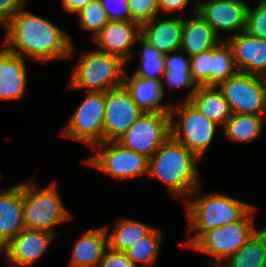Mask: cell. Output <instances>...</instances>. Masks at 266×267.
Here are the masks:
<instances>
[{
    "instance_id": "obj_37",
    "label": "cell",
    "mask_w": 266,
    "mask_h": 267,
    "mask_svg": "<svg viewBox=\"0 0 266 267\" xmlns=\"http://www.w3.org/2000/svg\"><path fill=\"white\" fill-rule=\"evenodd\" d=\"M27 4L24 0H0V26L6 27L9 20Z\"/></svg>"
},
{
    "instance_id": "obj_17",
    "label": "cell",
    "mask_w": 266,
    "mask_h": 267,
    "mask_svg": "<svg viewBox=\"0 0 266 267\" xmlns=\"http://www.w3.org/2000/svg\"><path fill=\"white\" fill-rule=\"evenodd\" d=\"M27 79L25 59L3 47L0 50V100L21 99Z\"/></svg>"
},
{
    "instance_id": "obj_31",
    "label": "cell",
    "mask_w": 266,
    "mask_h": 267,
    "mask_svg": "<svg viewBox=\"0 0 266 267\" xmlns=\"http://www.w3.org/2000/svg\"><path fill=\"white\" fill-rule=\"evenodd\" d=\"M83 30L93 32L94 38L108 23V18L100 0H92L87 6L76 13Z\"/></svg>"
},
{
    "instance_id": "obj_39",
    "label": "cell",
    "mask_w": 266,
    "mask_h": 267,
    "mask_svg": "<svg viewBox=\"0 0 266 267\" xmlns=\"http://www.w3.org/2000/svg\"><path fill=\"white\" fill-rule=\"evenodd\" d=\"M91 1L92 0H62V6L66 12L77 13Z\"/></svg>"
},
{
    "instance_id": "obj_28",
    "label": "cell",
    "mask_w": 266,
    "mask_h": 267,
    "mask_svg": "<svg viewBox=\"0 0 266 267\" xmlns=\"http://www.w3.org/2000/svg\"><path fill=\"white\" fill-rule=\"evenodd\" d=\"M237 72L231 47L226 40H222L212 48L210 86H219Z\"/></svg>"
},
{
    "instance_id": "obj_24",
    "label": "cell",
    "mask_w": 266,
    "mask_h": 267,
    "mask_svg": "<svg viewBox=\"0 0 266 267\" xmlns=\"http://www.w3.org/2000/svg\"><path fill=\"white\" fill-rule=\"evenodd\" d=\"M226 263L218 267H266V226L256 230L246 243Z\"/></svg>"
},
{
    "instance_id": "obj_32",
    "label": "cell",
    "mask_w": 266,
    "mask_h": 267,
    "mask_svg": "<svg viewBox=\"0 0 266 267\" xmlns=\"http://www.w3.org/2000/svg\"><path fill=\"white\" fill-rule=\"evenodd\" d=\"M212 48L190 57V74L196 86H210Z\"/></svg>"
},
{
    "instance_id": "obj_4",
    "label": "cell",
    "mask_w": 266,
    "mask_h": 267,
    "mask_svg": "<svg viewBox=\"0 0 266 267\" xmlns=\"http://www.w3.org/2000/svg\"><path fill=\"white\" fill-rule=\"evenodd\" d=\"M81 56L72 68L68 89L106 92L123 85L127 63L120 57L96 49L86 50Z\"/></svg>"
},
{
    "instance_id": "obj_19",
    "label": "cell",
    "mask_w": 266,
    "mask_h": 267,
    "mask_svg": "<svg viewBox=\"0 0 266 267\" xmlns=\"http://www.w3.org/2000/svg\"><path fill=\"white\" fill-rule=\"evenodd\" d=\"M183 18L157 19V16L141 25V35L160 53L166 55L180 50Z\"/></svg>"
},
{
    "instance_id": "obj_20",
    "label": "cell",
    "mask_w": 266,
    "mask_h": 267,
    "mask_svg": "<svg viewBox=\"0 0 266 267\" xmlns=\"http://www.w3.org/2000/svg\"><path fill=\"white\" fill-rule=\"evenodd\" d=\"M106 227L92 228L77 239L71 251L70 267H98L108 248Z\"/></svg>"
},
{
    "instance_id": "obj_18",
    "label": "cell",
    "mask_w": 266,
    "mask_h": 267,
    "mask_svg": "<svg viewBox=\"0 0 266 267\" xmlns=\"http://www.w3.org/2000/svg\"><path fill=\"white\" fill-rule=\"evenodd\" d=\"M23 229L25 226L23 222L22 182L0 192V248H3Z\"/></svg>"
},
{
    "instance_id": "obj_21",
    "label": "cell",
    "mask_w": 266,
    "mask_h": 267,
    "mask_svg": "<svg viewBox=\"0 0 266 267\" xmlns=\"http://www.w3.org/2000/svg\"><path fill=\"white\" fill-rule=\"evenodd\" d=\"M127 75L125 70L123 85L141 110L144 112H170L171 105L161 103L164 97L161 81L141 78L133 74L128 78Z\"/></svg>"
},
{
    "instance_id": "obj_1",
    "label": "cell",
    "mask_w": 266,
    "mask_h": 267,
    "mask_svg": "<svg viewBox=\"0 0 266 267\" xmlns=\"http://www.w3.org/2000/svg\"><path fill=\"white\" fill-rule=\"evenodd\" d=\"M23 6L7 23L5 48L21 57L42 63L71 58L74 43L71 37L54 23L33 13Z\"/></svg>"
},
{
    "instance_id": "obj_8",
    "label": "cell",
    "mask_w": 266,
    "mask_h": 267,
    "mask_svg": "<svg viewBox=\"0 0 266 267\" xmlns=\"http://www.w3.org/2000/svg\"><path fill=\"white\" fill-rule=\"evenodd\" d=\"M105 92L91 91L77 106L61 135L89 145L104 142Z\"/></svg>"
},
{
    "instance_id": "obj_23",
    "label": "cell",
    "mask_w": 266,
    "mask_h": 267,
    "mask_svg": "<svg viewBox=\"0 0 266 267\" xmlns=\"http://www.w3.org/2000/svg\"><path fill=\"white\" fill-rule=\"evenodd\" d=\"M189 101L206 118L222 127L232 115L230 105L218 86H197Z\"/></svg>"
},
{
    "instance_id": "obj_22",
    "label": "cell",
    "mask_w": 266,
    "mask_h": 267,
    "mask_svg": "<svg viewBox=\"0 0 266 267\" xmlns=\"http://www.w3.org/2000/svg\"><path fill=\"white\" fill-rule=\"evenodd\" d=\"M192 18H183V30L181 37L180 52L184 51L189 57L215 47L219 42L207 22L197 13L196 5L193 9ZM187 18V19H186Z\"/></svg>"
},
{
    "instance_id": "obj_6",
    "label": "cell",
    "mask_w": 266,
    "mask_h": 267,
    "mask_svg": "<svg viewBox=\"0 0 266 267\" xmlns=\"http://www.w3.org/2000/svg\"><path fill=\"white\" fill-rule=\"evenodd\" d=\"M254 207L241 221L203 232L189 248L214 257L208 267H218L237 252L257 230Z\"/></svg>"
},
{
    "instance_id": "obj_16",
    "label": "cell",
    "mask_w": 266,
    "mask_h": 267,
    "mask_svg": "<svg viewBox=\"0 0 266 267\" xmlns=\"http://www.w3.org/2000/svg\"><path fill=\"white\" fill-rule=\"evenodd\" d=\"M226 40L231 47L238 72L266 78V40L242 31Z\"/></svg>"
},
{
    "instance_id": "obj_29",
    "label": "cell",
    "mask_w": 266,
    "mask_h": 267,
    "mask_svg": "<svg viewBox=\"0 0 266 267\" xmlns=\"http://www.w3.org/2000/svg\"><path fill=\"white\" fill-rule=\"evenodd\" d=\"M141 49L135 51L140 55L141 64L133 75L141 78L156 79L161 81L165 71L164 55L152 46L142 35L137 39Z\"/></svg>"
},
{
    "instance_id": "obj_25",
    "label": "cell",
    "mask_w": 266,
    "mask_h": 267,
    "mask_svg": "<svg viewBox=\"0 0 266 267\" xmlns=\"http://www.w3.org/2000/svg\"><path fill=\"white\" fill-rule=\"evenodd\" d=\"M178 51L175 50L174 55L171 54L174 52L164 55L165 71L161 79L162 91L165 95V82L169 85V88L171 86V89L180 87L190 88L187 94L188 96L185 98V101H189L194 95L197 86L193 82L190 74V57L187 55L185 58L184 55L176 53Z\"/></svg>"
},
{
    "instance_id": "obj_15",
    "label": "cell",
    "mask_w": 266,
    "mask_h": 267,
    "mask_svg": "<svg viewBox=\"0 0 266 267\" xmlns=\"http://www.w3.org/2000/svg\"><path fill=\"white\" fill-rule=\"evenodd\" d=\"M140 35L141 25L135 21H108L91 40L97 44L96 50L118 56L127 63Z\"/></svg>"
},
{
    "instance_id": "obj_9",
    "label": "cell",
    "mask_w": 266,
    "mask_h": 267,
    "mask_svg": "<svg viewBox=\"0 0 266 267\" xmlns=\"http://www.w3.org/2000/svg\"><path fill=\"white\" fill-rule=\"evenodd\" d=\"M170 121V112H143L116 142L150 159L171 135Z\"/></svg>"
},
{
    "instance_id": "obj_30",
    "label": "cell",
    "mask_w": 266,
    "mask_h": 267,
    "mask_svg": "<svg viewBox=\"0 0 266 267\" xmlns=\"http://www.w3.org/2000/svg\"><path fill=\"white\" fill-rule=\"evenodd\" d=\"M162 234L163 232L155 227L147 236L134 243L125 252L136 267H139L140 264L154 267V262L160 252Z\"/></svg>"
},
{
    "instance_id": "obj_12",
    "label": "cell",
    "mask_w": 266,
    "mask_h": 267,
    "mask_svg": "<svg viewBox=\"0 0 266 267\" xmlns=\"http://www.w3.org/2000/svg\"><path fill=\"white\" fill-rule=\"evenodd\" d=\"M144 111L124 85L105 92L104 141H116Z\"/></svg>"
},
{
    "instance_id": "obj_26",
    "label": "cell",
    "mask_w": 266,
    "mask_h": 267,
    "mask_svg": "<svg viewBox=\"0 0 266 267\" xmlns=\"http://www.w3.org/2000/svg\"><path fill=\"white\" fill-rule=\"evenodd\" d=\"M266 115L234 114L223 125V133L229 140L248 143L260 136Z\"/></svg>"
},
{
    "instance_id": "obj_5",
    "label": "cell",
    "mask_w": 266,
    "mask_h": 267,
    "mask_svg": "<svg viewBox=\"0 0 266 267\" xmlns=\"http://www.w3.org/2000/svg\"><path fill=\"white\" fill-rule=\"evenodd\" d=\"M32 181L23 183V222L25 229L42 230L56 235L54 227L71 219L58 193L56 182L38 189Z\"/></svg>"
},
{
    "instance_id": "obj_35",
    "label": "cell",
    "mask_w": 266,
    "mask_h": 267,
    "mask_svg": "<svg viewBox=\"0 0 266 267\" xmlns=\"http://www.w3.org/2000/svg\"><path fill=\"white\" fill-rule=\"evenodd\" d=\"M108 21H131L128 0H100Z\"/></svg>"
},
{
    "instance_id": "obj_11",
    "label": "cell",
    "mask_w": 266,
    "mask_h": 267,
    "mask_svg": "<svg viewBox=\"0 0 266 267\" xmlns=\"http://www.w3.org/2000/svg\"><path fill=\"white\" fill-rule=\"evenodd\" d=\"M234 114L266 115V78L237 72L218 86Z\"/></svg>"
},
{
    "instance_id": "obj_36",
    "label": "cell",
    "mask_w": 266,
    "mask_h": 267,
    "mask_svg": "<svg viewBox=\"0 0 266 267\" xmlns=\"http://www.w3.org/2000/svg\"><path fill=\"white\" fill-rule=\"evenodd\" d=\"M98 267H136L122 251H115L107 248Z\"/></svg>"
},
{
    "instance_id": "obj_10",
    "label": "cell",
    "mask_w": 266,
    "mask_h": 267,
    "mask_svg": "<svg viewBox=\"0 0 266 267\" xmlns=\"http://www.w3.org/2000/svg\"><path fill=\"white\" fill-rule=\"evenodd\" d=\"M96 154L84 163L113 176L115 179H129L148 175L149 159L124 148L116 141H104L93 146Z\"/></svg>"
},
{
    "instance_id": "obj_7",
    "label": "cell",
    "mask_w": 266,
    "mask_h": 267,
    "mask_svg": "<svg viewBox=\"0 0 266 267\" xmlns=\"http://www.w3.org/2000/svg\"><path fill=\"white\" fill-rule=\"evenodd\" d=\"M182 103L176 106L171 104V136L201 160L219 125L206 118L190 101ZM176 116L179 118L178 121H174L177 119Z\"/></svg>"
},
{
    "instance_id": "obj_2",
    "label": "cell",
    "mask_w": 266,
    "mask_h": 267,
    "mask_svg": "<svg viewBox=\"0 0 266 267\" xmlns=\"http://www.w3.org/2000/svg\"><path fill=\"white\" fill-rule=\"evenodd\" d=\"M200 161L185 145L171 135L150 157L148 176L168 188L173 200L188 199L201 185L197 162Z\"/></svg>"
},
{
    "instance_id": "obj_27",
    "label": "cell",
    "mask_w": 266,
    "mask_h": 267,
    "mask_svg": "<svg viewBox=\"0 0 266 267\" xmlns=\"http://www.w3.org/2000/svg\"><path fill=\"white\" fill-rule=\"evenodd\" d=\"M153 229L154 226L152 227L144 222L121 218L116 222L111 233L107 230L108 248L126 252L134 243L147 236Z\"/></svg>"
},
{
    "instance_id": "obj_14",
    "label": "cell",
    "mask_w": 266,
    "mask_h": 267,
    "mask_svg": "<svg viewBox=\"0 0 266 267\" xmlns=\"http://www.w3.org/2000/svg\"><path fill=\"white\" fill-rule=\"evenodd\" d=\"M55 236L42 230L23 229L0 248V253L13 267H30L44 255Z\"/></svg>"
},
{
    "instance_id": "obj_3",
    "label": "cell",
    "mask_w": 266,
    "mask_h": 267,
    "mask_svg": "<svg viewBox=\"0 0 266 267\" xmlns=\"http://www.w3.org/2000/svg\"><path fill=\"white\" fill-rule=\"evenodd\" d=\"M200 186L185 201L188 231L197 233L181 243L183 248H188L205 231L241 221L254 208L253 205L228 195L215 192L203 195Z\"/></svg>"
},
{
    "instance_id": "obj_34",
    "label": "cell",
    "mask_w": 266,
    "mask_h": 267,
    "mask_svg": "<svg viewBox=\"0 0 266 267\" xmlns=\"http://www.w3.org/2000/svg\"><path fill=\"white\" fill-rule=\"evenodd\" d=\"M158 1L159 0H128L131 21L142 25L155 16H159Z\"/></svg>"
},
{
    "instance_id": "obj_33",
    "label": "cell",
    "mask_w": 266,
    "mask_h": 267,
    "mask_svg": "<svg viewBox=\"0 0 266 267\" xmlns=\"http://www.w3.org/2000/svg\"><path fill=\"white\" fill-rule=\"evenodd\" d=\"M259 2L253 9L248 5L245 31L253 37L266 40V1Z\"/></svg>"
},
{
    "instance_id": "obj_13",
    "label": "cell",
    "mask_w": 266,
    "mask_h": 267,
    "mask_svg": "<svg viewBox=\"0 0 266 267\" xmlns=\"http://www.w3.org/2000/svg\"><path fill=\"white\" fill-rule=\"evenodd\" d=\"M195 4L217 36L220 30L232 32L231 36L245 31L248 4L244 0H199Z\"/></svg>"
},
{
    "instance_id": "obj_38",
    "label": "cell",
    "mask_w": 266,
    "mask_h": 267,
    "mask_svg": "<svg viewBox=\"0 0 266 267\" xmlns=\"http://www.w3.org/2000/svg\"><path fill=\"white\" fill-rule=\"evenodd\" d=\"M190 0H159L158 9L160 11H166L172 13L175 11H183V9L189 4Z\"/></svg>"
}]
</instances>
